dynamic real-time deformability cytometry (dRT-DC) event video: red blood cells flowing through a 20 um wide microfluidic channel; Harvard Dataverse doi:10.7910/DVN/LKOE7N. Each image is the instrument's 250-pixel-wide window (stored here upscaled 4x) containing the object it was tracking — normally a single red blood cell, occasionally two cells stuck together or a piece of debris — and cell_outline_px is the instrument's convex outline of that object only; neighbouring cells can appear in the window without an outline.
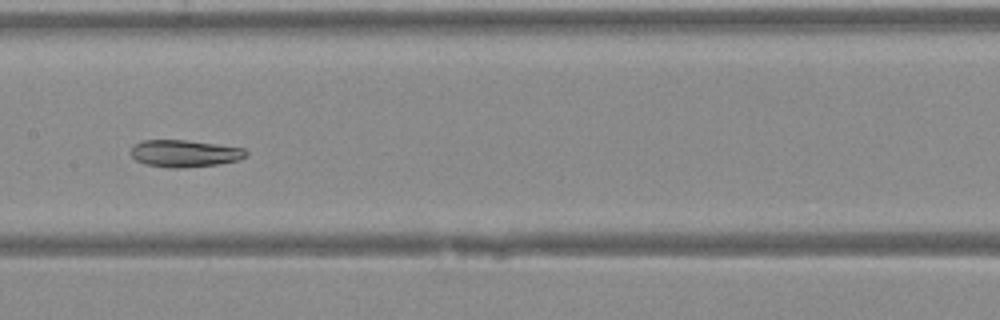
{"species": "Egyptian fruit bat (a non-hibernating species)", "species_latin": "Rousettus aegyptiacus", "temperature_condition": "warm", "stored_images_in_passage": 30, "camera_frame_rate_fps": 3000, "um_per_image_px": 0.085, "animal": {"sex": "female"}, "frame": {"image": 1, "passage_image": 10, "time_ms": 3.0, "image_size_px": [1000, 320], "cell_outline_px": [[248, 156], [236, 160], [216, 164], [184, 168], [168, 168], [144, 164], [136, 160], [132, 156], [132, 148], [136, 144], [144, 140], [184, 140], [216, 144], [244, 148], [248, 152]], "centroid_in_image_um": [15.7, 13.05], "position_along_channel_um": 191.7, "area_um2": 18.03}}
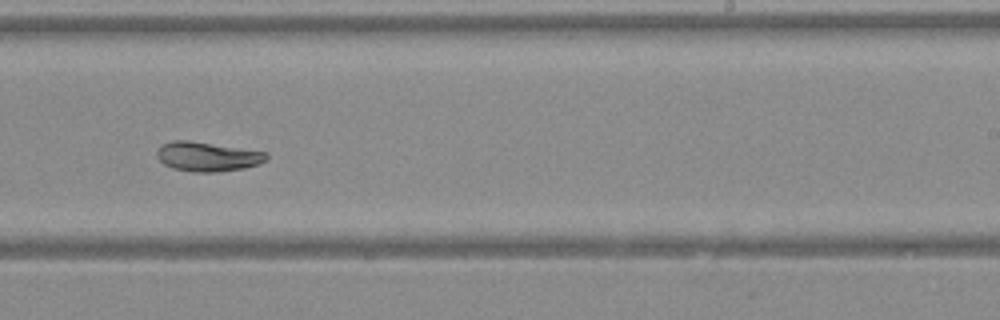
{"frame": {"image": 2, "passage_image": 15, "time_ms": 4.667, "image_size_px": [1000, 320], "cell_outline_px": [[268, 160], [244, 168], [220, 172], [192, 172], [172, 168], [164, 164], [156, 156], [156, 152], [160, 144], [172, 140], [188, 140], [268, 152]], "centroid_in_image_um": [17.61, 13.31], "position_along_channel_um": 271.4, "area_um2": 18.96}}
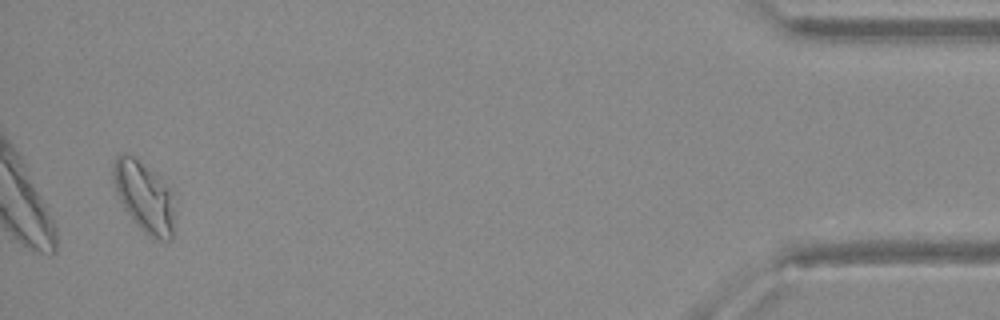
{"frame": {"image": 3, "passage_image": 29, "time_ms": 9.333, "image_size_px": [1000, 320], "cell_outline_px": [[172, 240], [156, 240], [148, 236], [140, 228], [124, 208], [120, 200], [112, 176], [112, 168], [116, 156], [124, 152], [132, 156], [152, 172], [168, 188], [172, 208]], "centroid_in_image_um": [12.2, 16.74], "position_along_channel_um": 423.0, "area_um2": 24.16}}